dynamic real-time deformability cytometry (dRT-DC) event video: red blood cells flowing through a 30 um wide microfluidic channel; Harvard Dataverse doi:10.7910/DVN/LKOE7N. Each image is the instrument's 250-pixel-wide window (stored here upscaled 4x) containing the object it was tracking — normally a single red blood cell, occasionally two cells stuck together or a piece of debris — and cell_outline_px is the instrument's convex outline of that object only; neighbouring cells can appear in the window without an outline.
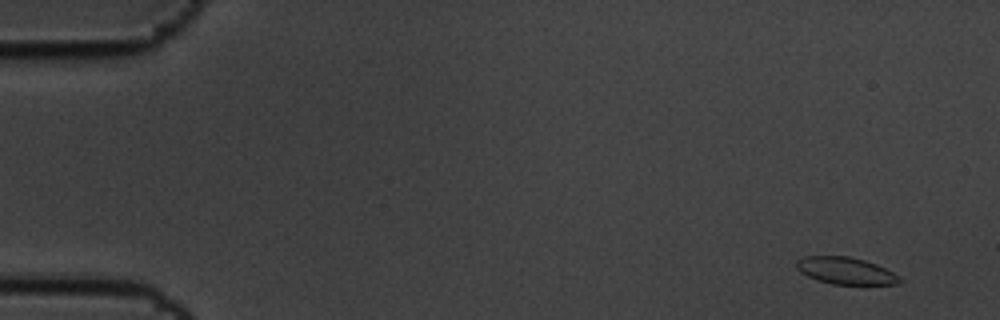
{"species": "common noctule bat (a hibernating species)", "species_latin": "Nyctalus noctula", "temperature_condition": "cold", "stored_images_in_passage": 5, "camera_frame_rate_fps": 3000, "um_per_image_px": 0.085, "animal": {"sex": "male", "body_mass_g": 19.5, "forearm_length_mm": 54.6}, "frame": {"image": 1, "passage_image": 1, "time_ms": 0.0, "image_size_px": [1000, 320], "cell_outline_px": [[904, 280], [900, 284], [832, 284], [816, 280], [800, 272], [796, 268], [796, 260], [804, 256], [848, 256], [864, 260], [876, 264], [900, 276]], "centroid_in_image_um": [71.88, 23.02], "position_along_channel_um": 13.1, "area_um2": 16.3}}